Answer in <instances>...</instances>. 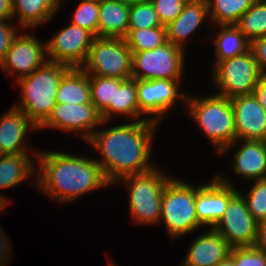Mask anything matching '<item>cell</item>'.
Segmentation results:
<instances>
[{
	"label": "cell",
	"instance_id": "obj_1",
	"mask_svg": "<svg viewBox=\"0 0 266 266\" xmlns=\"http://www.w3.org/2000/svg\"><path fill=\"white\" fill-rule=\"evenodd\" d=\"M158 124L147 117L105 130H95L87 142L100 152L102 161L97 162L110 184L154 168L150 162L151 145Z\"/></svg>",
	"mask_w": 266,
	"mask_h": 266
},
{
	"label": "cell",
	"instance_id": "obj_2",
	"mask_svg": "<svg viewBox=\"0 0 266 266\" xmlns=\"http://www.w3.org/2000/svg\"><path fill=\"white\" fill-rule=\"evenodd\" d=\"M34 154L40 166V177L33 185L59 203L111 185L97 160L62 151H37Z\"/></svg>",
	"mask_w": 266,
	"mask_h": 266
},
{
	"label": "cell",
	"instance_id": "obj_3",
	"mask_svg": "<svg viewBox=\"0 0 266 266\" xmlns=\"http://www.w3.org/2000/svg\"><path fill=\"white\" fill-rule=\"evenodd\" d=\"M70 69L68 65L46 61L30 75L19 78L22 100L14 107L39 128L51 115L59 83Z\"/></svg>",
	"mask_w": 266,
	"mask_h": 266
},
{
	"label": "cell",
	"instance_id": "obj_4",
	"mask_svg": "<svg viewBox=\"0 0 266 266\" xmlns=\"http://www.w3.org/2000/svg\"><path fill=\"white\" fill-rule=\"evenodd\" d=\"M186 110L199 125L218 153L237 140L230 98L219 94L196 97L187 94Z\"/></svg>",
	"mask_w": 266,
	"mask_h": 266
},
{
	"label": "cell",
	"instance_id": "obj_5",
	"mask_svg": "<svg viewBox=\"0 0 266 266\" xmlns=\"http://www.w3.org/2000/svg\"><path fill=\"white\" fill-rule=\"evenodd\" d=\"M153 168L141 174L121 178L128 185L129 209L132 221L141 224H158L161 215V200L166 184L173 178Z\"/></svg>",
	"mask_w": 266,
	"mask_h": 266
},
{
	"label": "cell",
	"instance_id": "obj_6",
	"mask_svg": "<svg viewBox=\"0 0 266 266\" xmlns=\"http://www.w3.org/2000/svg\"><path fill=\"white\" fill-rule=\"evenodd\" d=\"M160 222H163L171 239L199 230L195 207V187L172 178L165 187L161 200Z\"/></svg>",
	"mask_w": 266,
	"mask_h": 266
},
{
	"label": "cell",
	"instance_id": "obj_7",
	"mask_svg": "<svg viewBox=\"0 0 266 266\" xmlns=\"http://www.w3.org/2000/svg\"><path fill=\"white\" fill-rule=\"evenodd\" d=\"M89 75L130 79L132 52L121 37H95L81 67Z\"/></svg>",
	"mask_w": 266,
	"mask_h": 266
},
{
	"label": "cell",
	"instance_id": "obj_8",
	"mask_svg": "<svg viewBox=\"0 0 266 266\" xmlns=\"http://www.w3.org/2000/svg\"><path fill=\"white\" fill-rule=\"evenodd\" d=\"M184 50L170 42L152 50L132 53L131 78L137 80L182 79Z\"/></svg>",
	"mask_w": 266,
	"mask_h": 266
},
{
	"label": "cell",
	"instance_id": "obj_9",
	"mask_svg": "<svg viewBox=\"0 0 266 266\" xmlns=\"http://www.w3.org/2000/svg\"><path fill=\"white\" fill-rule=\"evenodd\" d=\"M214 67L213 82L220 89L217 94L230 99L252 94L262 75L250 49L218 62Z\"/></svg>",
	"mask_w": 266,
	"mask_h": 266
},
{
	"label": "cell",
	"instance_id": "obj_10",
	"mask_svg": "<svg viewBox=\"0 0 266 266\" xmlns=\"http://www.w3.org/2000/svg\"><path fill=\"white\" fill-rule=\"evenodd\" d=\"M233 247L254 246L257 239L258 222L247 208L241 192L228 202L220 221L213 227Z\"/></svg>",
	"mask_w": 266,
	"mask_h": 266
},
{
	"label": "cell",
	"instance_id": "obj_11",
	"mask_svg": "<svg viewBox=\"0 0 266 266\" xmlns=\"http://www.w3.org/2000/svg\"><path fill=\"white\" fill-rule=\"evenodd\" d=\"M94 38L87 29L71 23L45 42L47 60L71 68H81L87 60Z\"/></svg>",
	"mask_w": 266,
	"mask_h": 266
},
{
	"label": "cell",
	"instance_id": "obj_12",
	"mask_svg": "<svg viewBox=\"0 0 266 266\" xmlns=\"http://www.w3.org/2000/svg\"><path fill=\"white\" fill-rule=\"evenodd\" d=\"M106 123L92 103L62 104L56 103L51 115L39 127L58 128L65 132H75L79 137L88 141L94 134L95 127Z\"/></svg>",
	"mask_w": 266,
	"mask_h": 266
},
{
	"label": "cell",
	"instance_id": "obj_13",
	"mask_svg": "<svg viewBox=\"0 0 266 266\" xmlns=\"http://www.w3.org/2000/svg\"><path fill=\"white\" fill-rule=\"evenodd\" d=\"M181 80L157 79L137 80V101L139 110L144 115H155L150 120L159 123L180 98L186 100V93H179L178 84ZM178 97V98H177ZM162 117V118H161Z\"/></svg>",
	"mask_w": 266,
	"mask_h": 266
},
{
	"label": "cell",
	"instance_id": "obj_14",
	"mask_svg": "<svg viewBox=\"0 0 266 266\" xmlns=\"http://www.w3.org/2000/svg\"><path fill=\"white\" fill-rule=\"evenodd\" d=\"M211 183L195 188V207L198 221L213 228L222 218L229 200L238 192L222 175H215Z\"/></svg>",
	"mask_w": 266,
	"mask_h": 266
},
{
	"label": "cell",
	"instance_id": "obj_15",
	"mask_svg": "<svg viewBox=\"0 0 266 266\" xmlns=\"http://www.w3.org/2000/svg\"><path fill=\"white\" fill-rule=\"evenodd\" d=\"M46 61H48L46 43H41L30 33L18 34L0 63V68L5 73H13L18 80L30 75Z\"/></svg>",
	"mask_w": 266,
	"mask_h": 266
},
{
	"label": "cell",
	"instance_id": "obj_16",
	"mask_svg": "<svg viewBox=\"0 0 266 266\" xmlns=\"http://www.w3.org/2000/svg\"><path fill=\"white\" fill-rule=\"evenodd\" d=\"M237 140L266 141V111L253 94L230 99Z\"/></svg>",
	"mask_w": 266,
	"mask_h": 266
},
{
	"label": "cell",
	"instance_id": "obj_17",
	"mask_svg": "<svg viewBox=\"0 0 266 266\" xmlns=\"http://www.w3.org/2000/svg\"><path fill=\"white\" fill-rule=\"evenodd\" d=\"M241 147L234 154L232 170L234 174L246 180H259L266 178V141L261 140H236L225 147L220 153L226 152L236 143Z\"/></svg>",
	"mask_w": 266,
	"mask_h": 266
},
{
	"label": "cell",
	"instance_id": "obj_18",
	"mask_svg": "<svg viewBox=\"0 0 266 266\" xmlns=\"http://www.w3.org/2000/svg\"><path fill=\"white\" fill-rule=\"evenodd\" d=\"M231 248L228 241L211 228L192 242L182 265L215 266L229 256Z\"/></svg>",
	"mask_w": 266,
	"mask_h": 266
},
{
	"label": "cell",
	"instance_id": "obj_19",
	"mask_svg": "<svg viewBox=\"0 0 266 266\" xmlns=\"http://www.w3.org/2000/svg\"><path fill=\"white\" fill-rule=\"evenodd\" d=\"M39 129L24 112L14 106L0 117V155L28 153L23 144L28 129Z\"/></svg>",
	"mask_w": 266,
	"mask_h": 266
},
{
	"label": "cell",
	"instance_id": "obj_20",
	"mask_svg": "<svg viewBox=\"0 0 266 266\" xmlns=\"http://www.w3.org/2000/svg\"><path fill=\"white\" fill-rule=\"evenodd\" d=\"M209 17L207 0H188L181 14L165 26L168 42L184 50L186 38Z\"/></svg>",
	"mask_w": 266,
	"mask_h": 266
},
{
	"label": "cell",
	"instance_id": "obj_21",
	"mask_svg": "<svg viewBox=\"0 0 266 266\" xmlns=\"http://www.w3.org/2000/svg\"><path fill=\"white\" fill-rule=\"evenodd\" d=\"M130 5L119 0L99 2L97 37H121L128 33Z\"/></svg>",
	"mask_w": 266,
	"mask_h": 266
},
{
	"label": "cell",
	"instance_id": "obj_22",
	"mask_svg": "<svg viewBox=\"0 0 266 266\" xmlns=\"http://www.w3.org/2000/svg\"><path fill=\"white\" fill-rule=\"evenodd\" d=\"M14 17H18L19 30L44 24L59 9L61 0H12Z\"/></svg>",
	"mask_w": 266,
	"mask_h": 266
},
{
	"label": "cell",
	"instance_id": "obj_23",
	"mask_svg": "<svg viewBox=\"0 0 266 266\" xmlns=\"http://www.w3.org/2000/svg\"><path fill=\"white\" fill-rule=\"evenodd\" d=\"M56 103H91L89 74L82 68H71L59 83Z\"/></svg>",
	"mask_w": 266,
	"mask_h": 266
},
{
	"label": "cell",
	"instance_id": "obj_24",
	"mask_svg": "<svg viewBox=\"0 0 266 266\" xmlns=\"http://www.w3.org/2000/svg\"><path fill=\"white\" fill-rule=\"evenodd\" d=\"M34 167L29 153L0 155V189L21 184L34 174Z\"/></svg>",
	"mask_w": 266,
	"mask_h": 266
},
{
	"label": "cell",
	"instance_id": "obj_25",
	"mask_svg": "<svg viewBox=\"0 0 266 266\" xmlns=\"http://www.w3.org/2000/svg\"><path fill=\"white\" fill-rule=\"evenodd\" d=\"M114 114L132 120L144 115L138 107L136 79L115 78L114 104H109V120Z\"/></svg>",
	"mask_w": 266,
	"mask_h": 266
},
{
	"label": "cell",
	"instance_id": "obj_26",
	"mask_svg": "<svg viewBox=\"0 0 266 266\" xmlns=\"http://www.w3.org/2000/svg\"><path fill=\"white\" fill-rule=\"evenodd\" d=\"M220 31L213 41L216 49L214 66L225 59L241 55L249 50L250 42L235 25H218Z\"/></svg>",
	"mask_w": 266,
	"mask_h": 266
},
{
	"label": "cell",
	"instance_id": "obj_27",
	"mask_svg": "<svg viewBox=\"0 0 266 266\" xmlns=\"http://www.w3.org/2000/svg\"><path fill=\"white\" fill-rule=\"evenodd\" d=\"M255 0H207L209 19L217 25H235Z\"/></svg>",
	"mask_w": 266,
	"mask_h": 266
},
{
	"label": "cell",
	"instance_id": "obj_28",
	"mask_svg": "<svg viewBox=\"0 0 266 266\" xmlns=\"http://www.w3.org/2000/svg\"><path fill=\"white\" fill-rule=\"evenodd\" d=\"M235 26L249 42L266 36V2L255 0Z\"/></svg>",
	"mask_w": 266,
	"mask_h": 266
},
{
	"label": "cell",
	"instance_id": "obj_29",
	"mask_svg": "<svg viewBox=\"0 0 266 266\" xmlns=\"http://www.w3.org/2000/svg\"><path fill=\"white\" fill-rule=\"evenodd\" d=\"M91 103L102 121L109 120V104H114L115 78L89 75Z\"/></svg>",
	"mask_w": 266,
	"mask_h": 266
},
{
	"label": "cell",
	"instance_id": "obj_30",
	"mask_svg": "<svg viewBox=\"0 0 266 266\" xmlns=\"http://www.w3.org/2000/svg\"><path fill=\"white\" fill-rule=\"evenodd\" d=\"M132 53L152 50L167 42L165 27L128 29L124 37Z\"/></svg>",
	"mask_w": 266,
	"mask_h": 266
},
{
	"label": "cell",
	"instance_id": "obj_31",
	"mask_svg": "<svg viewBox=\"0 0 266 266\" xmlns=\"http://www.w3.org/2000/svg\"><path fill=\"white\" fill-rule=\"evenodd\" d=\"M165 27L150 0L130 5L128 29Z\"/></svg>",
	"mask_w": 266,
	"mask_h": 266
},
{
	"label": "cell",
	"instance_id": "obj_32",
	"mask_svg": "<svg viewBox=\"0 0 266 266\" xmlns=\"http://www.w3.org/2000/svg\"><path fill=\"white\" fill-rule=\"evenodd\" d=\"M73 25L87 29L97 37V26L99 23V2L91 0H80L73 20Z\"/></svg>",
	"mask_w": 266,
	"mask_h": 266
},
{
	"label": "cell",
	"instance_id": "obj_33",
	"mask_svg": "<svg viewBox=\"0 0 266 266\" xmlns=\"http://www.w3.org/2000/svg\"><path fill=\"white\" fill-rule=\"evenodd\" d=\"M254 184L243 196L247 208L254 219L259 223L266 220V178L252 181Z\"/></svg>",
	"mask_w": 266,
	"mask_h": 266
},
{
	"label": "cell",
	"instance_id": "obj_34",
	"mask_svg": "<svg viewBox=\"0 0 266 266\" xmlns=\"http://www.w3.org/2000/svg\"><path fill=\"white\" fill-rule=\"evenodd\" d=\"M229 256L234 266H266V252L250 247H233Z\"/></svg>",
	"mask_w": 266,
	"mask_h": 266
},
{
	"label": "cell",
	"instance_id": "obj_35",
	"mask_svg": "<svg viewBox=\"0 0 266 266\" xmlns=\"http://www.w3.org/2000/svg\"><path fill=\"white\" fill-rule=\"evenodd\" d=\"M158 12L163 26L174 21L182 12L188 0H150Z\"/></svg>",
	"mask_w": 266,
	"mask_h": 266
},
{
	"label": "cell",
	"instance_id": "obj_36",
	"mask_svg": "<svg viewBox=\"0 0 266 266\" xmlns=\"http://www.w3.org/2000/svg\"><path fill=\"white\" fill-rule=\"evenodd\" d=\"M15 26L10 24V19H0V63L4 60L14 39L19 34L18 28Z\"/></svg>",
	"mask_w": 266,
	"mask_h": 266
},
{
	"label": "cell",
	"instance_id": "obj_37",
	"mask_svg": "<svg viewBox=\"0 0 266 266\" xmlns=\"http://www.w3.org/2000/svg\"><path fill=\"white\" fill-rule=\"evenodd\" d=\"M249 49L253 53L261 74L266 75V36L252 40Z\"/></svg>",
	"mask_w": 266,
	"mask_h": 266
},
{
	"label": "cell",
	"instance_id": "obj_38",
	"mask_svg": "<svg viewBox=\"0 0 266 266\" xmlns=\"http://www.w3.org/2000/svg\"><path fill=\"white\" fill-rule=\"evenodd\" d=\"M252 94L266 111V75H261Z\"/></svg>",
	"mask_w": 266,
	"mask_h": 266
},
{
	"label": "cell",
	"instance_id": "obj_39",
	"mask_svg": "<svg viewBox=\"0 0 266 266\" xmlns=\"http://www.w3.org/2000/svg\"><path fill=\"white\" fill-rule=\"evenodd\" d=\"M2 230L3 229H0V266H5L9 256L11 257L10 253H12V251L10 250V246L12 245L9 244L10 242H8L6 235Z\"/></svg>",
	"mask_w": 266,
	"mask_h": 266
},
{
	"label": "cell",
	"instance_id": "obj_40",
	"mask_svg": "<svg viewBox=\"0 0 266 266\" xmlns=\"http://www.w3.org/2000/svg\"><path fill=\"white\" fill-rule=\"evenodd\" d=\"M254 246L266 252V220L258 223L257 239Z\"/></svg>",
	"mask_w": 266,
	"mask_h": 266
},
{
	"label": "cell",
	"instance_id": "obj_41",
	"mask_svg": "<svg viewBox=\"0 0 266 266\" xmlns=\"http://www.w3.org/2000/svg\"><path fill=\"white\" fill-rule=\"evenodd\" d=\"M12 0H0V19H11L14 17Z\"/></svg>",
	"mask_w": 266,
	"mask_h": 266
},
{
	"label": "cell",
	"instance_id": "obj_42",
	"mask_svg": "<svg viewBox=\"0 0 266 266\" xmlns=\"http://www.w3.org/2000/svg\"><path fill=\"white\" fill-rule=\"evenodd\" d=\"M215 266H234V262L233 259L230 256H228L226 259L220 261Z\"/></svg>",
	"mask_w": 266,
	"mask_h": 266
},
{
	"label": "cell",
	"instance_id": "obj_43",
	"mask_svg": "<svg viewBox=\"0 0 266 266\" xmlns=\"http://www.w3.org/2000/svg\"><path fill=\"white\" fill-rule=\"evenodd\" d=\"M7 196H3L2 194L0 195V212L3 208L7 207L9 205L10 200L6 198Z\"/></svg>",
	"mask_w": 266,
	"mask_h": 266
},
{
	"label": "cell",
	"instance_id": "obj_44",
	"mask_svg": "<svg viewBox=\"0 0 266 266\" xmlns=\"http://www.w3.org/2000/svg\"><path fill=\"white\" fill-rule=\"evenodd\" d=\"M119 1H121L122 3L128 4V5H132V4H136L143 0H119Z\"/></svg>",
	"mask_w": 266,
	"mask_h": 266
},
{
	"label": "cell",
	"instance_id": "obj_45",
	"mask_svg": "<svg viewBox=\"0 0 266 266\" xmlns=\"http://www.w3.org/2000/svg\"><path fill=\"white\" fill-rule=\"evenodd\" d=\"M108 266H117V265H114L113 263H110Z\"/></svg>",
	"mask_w": 266,
	"mask_h": 266
},
{
	"label": "cell",
	"instance_id": "obj_46",
	"mask_svg": "<svg viewBox=\"0 0 266 266\" xmlns=\"http://www.w3.org/2000/svg\"><path fill=\"white\" fill-rule=\"evenodd\" d=\"M62 1V0H61ZM91 1H97V2H101L102 0H91Z\"/></svg>",
	"mask_w": 266,
	"mask_h": 266
}]
</instances>
